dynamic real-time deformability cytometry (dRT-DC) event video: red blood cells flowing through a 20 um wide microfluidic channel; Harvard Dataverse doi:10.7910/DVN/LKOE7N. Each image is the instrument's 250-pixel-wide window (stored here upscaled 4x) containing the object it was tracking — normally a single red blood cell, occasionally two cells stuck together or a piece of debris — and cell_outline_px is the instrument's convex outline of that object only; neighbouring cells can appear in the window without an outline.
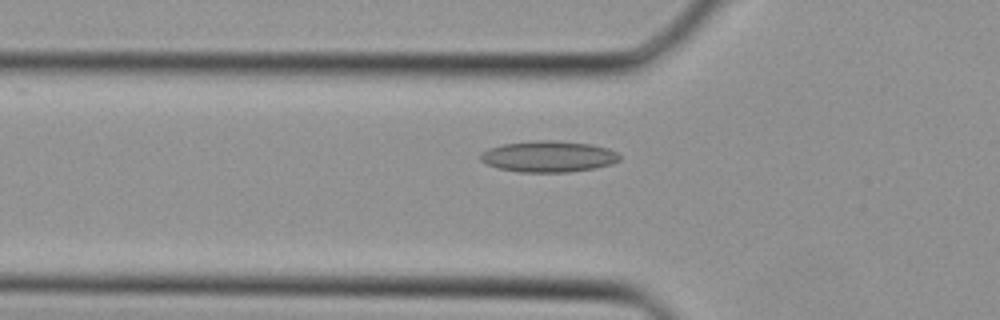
{"species": "Egyptian fruit bat (a non-hibernating species)", "species_latin": "Rousettus aegyptiacus", "temperature_condition": "cold", "stored_images_in_passage": 33, "camera_frame_rate_fps": 3000, "um_per_image_px": 0.085, "animal": {"sex": "female"}, "frame": {"image": 1, "passage_image": 12, "time_ms": 3.667, "image_size_px": [1000, 320], "cell_outline_px": [[620, 160], [612, 164], [596, 168], [568, 172], [516, 172], [500, 168], [488, 164], [480, 160], [480, 152], [488, 148], [504, 144], [536, 140], [552, 140], [592, 144], [608, 148], [616, 152], [620, 156]], "centroid_in_image_um": [46.63, 13.3], "position_along_channel_um": 79.2, "area_um2": 25.37}}
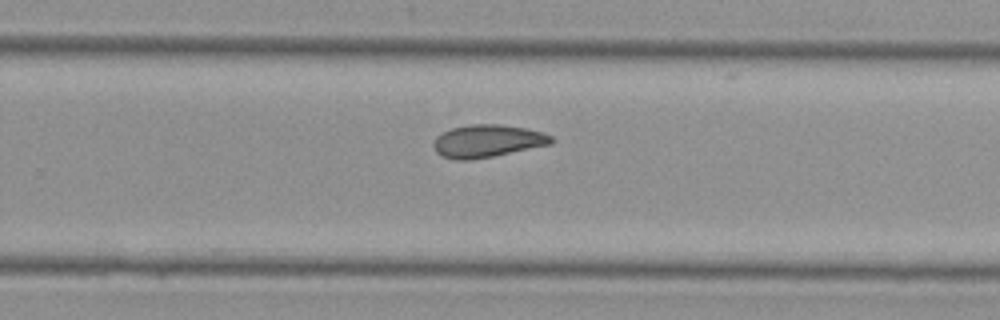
{"frame": {"image": 2, "passage_image": 23, "time_ms": 7.333, "image_size_px": [1000, 320], "cell_outline_px": [[556, 140], [552, 144], [472, 160], [456, 160], [440, 156], [436, 152], [432, 144], [436, 136], [452, 128], [472, 124], [500, 124], [524, 128], [544, 132], [552, 136]], "centroid_in_image_um": [41.43, 11.99], "position_along_channel_um": 288.4, "area_um2": 22.48}}
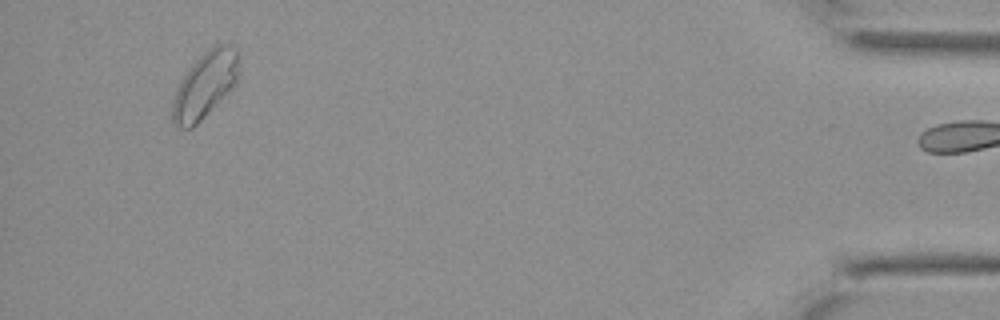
{"frame": {"image": 3, "passage_image": 32, "time_ms": 10.333, "image_size_px": [1000, 320], "cell_outline_px": [[240, 52], [236, 84], [192, 128], [176, 128], [172, 124], [172, 100], [180, 80], [192, 64], [208, 48], [216, 44], [232, 44]], "centroid_in_image_um": [17.42, 7.2], "position_along_channel_um": 417.8, "area_um2": 25.66}}